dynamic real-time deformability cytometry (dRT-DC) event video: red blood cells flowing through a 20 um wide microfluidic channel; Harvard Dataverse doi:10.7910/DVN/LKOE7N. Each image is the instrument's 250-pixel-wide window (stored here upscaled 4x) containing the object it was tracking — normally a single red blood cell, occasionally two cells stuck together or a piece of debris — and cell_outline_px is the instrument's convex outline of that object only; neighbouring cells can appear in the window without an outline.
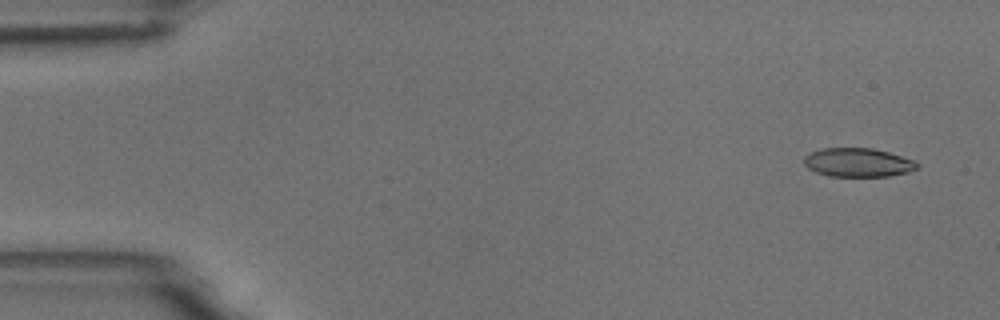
{"species": "common noctule bat (a hibernating species)", "species_latin": "Nyctalus noctula", "temperature_condition": "room temperature", "stored_images_in_passage": 10, "camera_frame_rate_fps": 3000, "um_per_image_px": 0.085, "animal": {"sex": "male", "body_mass_g": 18.8}, "frame": {"image": 1, "passage_image": 1, "time_ms": 0.0, "image_size_px": [1000, 320], "cell_outline_px": [[920, 164], [916, 168], [908, 172], [888, 176], [828, 176], [816, 172], [808, 168], [804, 164], [804, 156], [812, 152], [824, 148], [872, 148], [888, 152], [916, 160]], "centroid_in_image_um": [72.94, 13.81], "position_along_channel_um": 12.1, "area_um2": 18.96}}
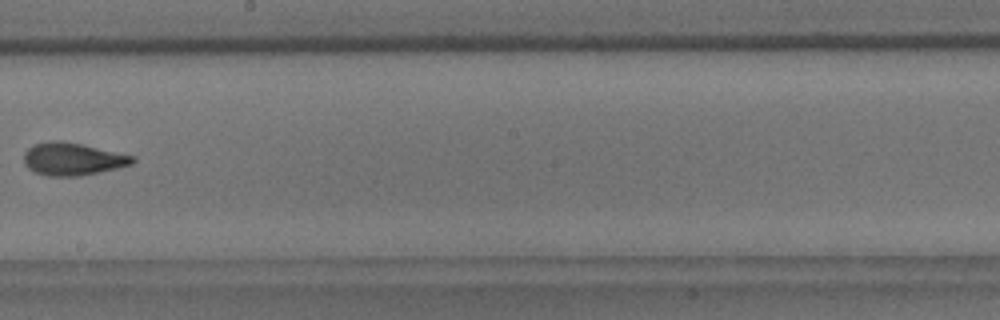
{"frame": {"image": 2, "passage_image": 9, "time_ms": 9.333, "image_size_px": [1000, 320], "cell_outline_px": [[136, 160], [132, 164], [116, 168], [80, 176], [48, 176], [36, 172], [28, 168], [24, 164], [24, 152], [32, 144], [52, 140], [60, 140], [80, 144], [136, 156]], "centroid_in_image_um": [6.15, 13.51], "position_along_channel_um": 242.0, "area_um2": 20.63}}
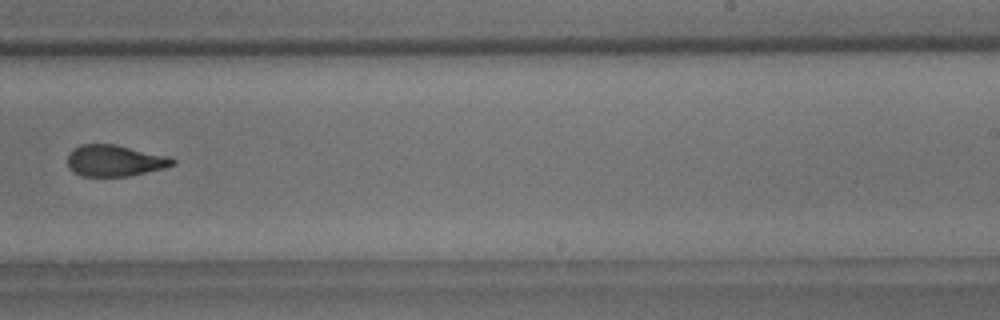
{"frame": {"image": 3, "passage_image": 10, "time_ms": 10.333, "image_size_px": [1000, 320], "cell_outline_px": [[176, 164], [164, 168], [128, 176], [80, 176], [72, 172], [68, 168], [68, 156], [80, 144], [116, 144], [168, 156], [176, 160]], "centroid_in_image_um": [9.76, 13.66], "position_along_channel_um": 279.2, "area_um2": 19.19}}